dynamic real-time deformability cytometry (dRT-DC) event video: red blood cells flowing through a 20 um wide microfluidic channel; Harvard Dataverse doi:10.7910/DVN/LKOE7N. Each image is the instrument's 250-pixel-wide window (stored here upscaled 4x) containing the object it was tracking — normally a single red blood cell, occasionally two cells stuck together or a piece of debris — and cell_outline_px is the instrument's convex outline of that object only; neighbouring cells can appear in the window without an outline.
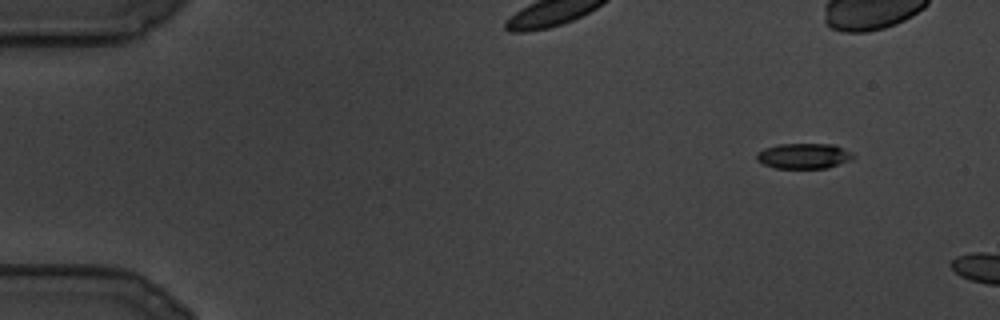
{"species": "common noctule bat (a hibernating species)", "species_latin": "Nyctalus noctula", "temperature_condition": "cold", "stored_images_in_passage": 8, "camera_frame_rate_fps": 3000, "um_per_image_px": 0.085, "animal": {"sex": "male", "body_mass_g": 19.5, "forearm_length_mm": 54.6}, "frame": {"image": 1, "passage_image": 1, "time_ms": 0.0, "image_size_px": [1000, 320], "cell_outline_px": [[856, 156], [828, 168], [776, 168], [764, 164], [756, 160], [756, 152], [764, 148], [780, 144], [836, 144], [852, 152]], "centroid_in_image_um": [68.3, 13.24], "position_along_channel_um": 16.7, "area_um2": 14.28}}